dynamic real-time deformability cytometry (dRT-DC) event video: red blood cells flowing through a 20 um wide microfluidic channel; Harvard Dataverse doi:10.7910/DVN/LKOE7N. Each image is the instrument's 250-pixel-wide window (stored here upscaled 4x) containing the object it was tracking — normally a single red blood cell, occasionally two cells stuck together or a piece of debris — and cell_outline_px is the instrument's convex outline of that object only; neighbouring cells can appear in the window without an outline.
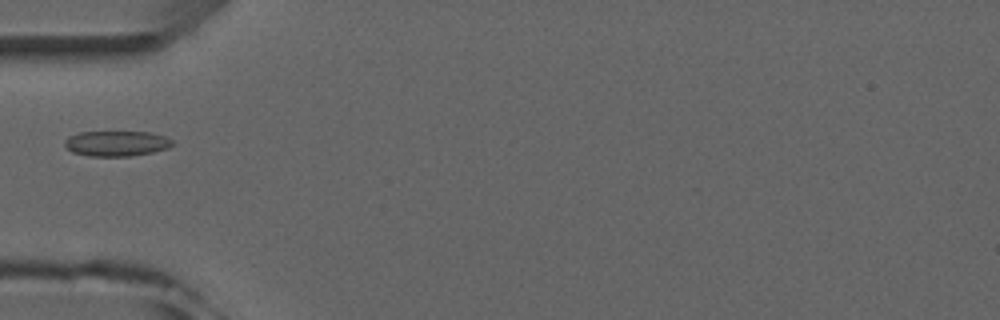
{"species": "common noctule bat (a hibernating species)", "species_latin": "Nyctalus noctula", "temperature_condition": "room temperature", "stored_images_in_passage": 4, "camera_frame_rate_fps": 3000, "um_per_image_px": 0.085, "animal": {"sex": "male", "forearm_length_mm": 52.5}, "frame": {"image": 1, "passage_image": 4, "time_ms": 4.333, "image_size_px": [1000, 320], "cell_outline_px": [[172, 144], [168, 148], [152, 152], [128, 156], [88, 156], [72, 152], [64, 144], [64, 140], [68, 136], [80, 132], [152, 132], [164, 136], [172, 140]], "centroid_in_image_um": [9.88, 12.19], "position_along_channel_um": 75.1, "area_um2": 15.84}}